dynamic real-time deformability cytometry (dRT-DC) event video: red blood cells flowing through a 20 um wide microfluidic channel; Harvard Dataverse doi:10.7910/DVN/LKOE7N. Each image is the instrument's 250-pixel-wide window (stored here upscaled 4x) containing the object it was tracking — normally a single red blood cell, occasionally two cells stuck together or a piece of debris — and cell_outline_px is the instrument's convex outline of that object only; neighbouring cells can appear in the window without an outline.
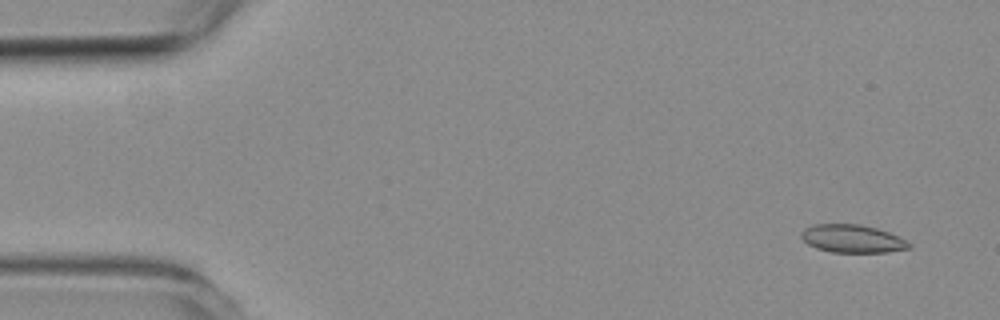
{"species": "common noctule bat (a hibernating species)", "species_latin": "Nyctalus noctula", "temperature_condition": "room temperature", "stored_images_in_passage": 10, "camera_frame_rate_fps": 3000, "um_per_image_px": 0.085, "animal": {"sex": "female", "body_mass_g": 19.3, "forearm_length_mm": 54.1}, "frame": {"image": 1, "passage_image": 1, "time_ms": 0.0, "image_size_px": [1000, 320], "cell_outline_px": [[912, 248], [888, 252], [832, 252], [816, 248], [808, 244], [800, 236], [800, 232], [804, 228], [816, 224], [860, 224], [876, 228], [888, 232], [912, 244]], "centroid_in_image_um": [72.43, 20.29], "position_along_channel_um": 12.6, "area_um2": 17.51}}
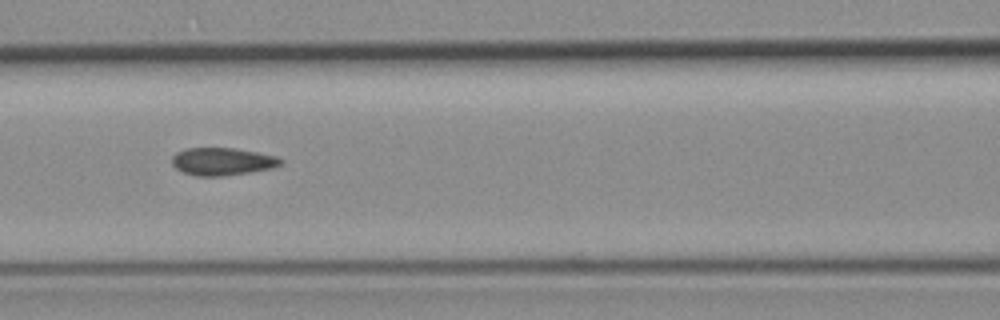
{"frame": {"image": 2, "passage_image": 6, "time_ms": 6.667, "image_size_px": [1000, 320], "cell_outline_px": [[284, 164], [272, 168], [248, 172], [220, 176], [196, 176], [184, 172], [176, 168], [172, 164], [172, 156], [176, 152], [184, 148], [232, 148], [256, 152], [276, 156], [284, 160]], "centroid_in_image_um": [18.9, 13.72], "position_along_channel_um": 147.7, "area_um2": 17.46}}
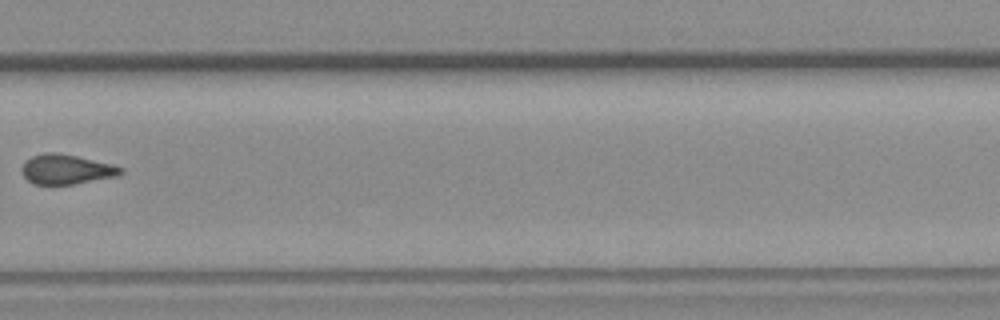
{"frame": {"image": 3, "passage_image": 10, "time_ms": 11.333, "image_size_px": [1000, 320], "cell_outline_px": [[124, 172], [120, 176], [72, 184], [36, 184], [28, 180], [24, 176], [20, 168], [24, 160], [32, 156], [44, 152], [56, 152], [76, 156], [112, 164], [124, 168]], "centroid_in_image_um": [5.64, 14.38], "position_along_channel_um": 324.2, "area_um2": 17.28}}